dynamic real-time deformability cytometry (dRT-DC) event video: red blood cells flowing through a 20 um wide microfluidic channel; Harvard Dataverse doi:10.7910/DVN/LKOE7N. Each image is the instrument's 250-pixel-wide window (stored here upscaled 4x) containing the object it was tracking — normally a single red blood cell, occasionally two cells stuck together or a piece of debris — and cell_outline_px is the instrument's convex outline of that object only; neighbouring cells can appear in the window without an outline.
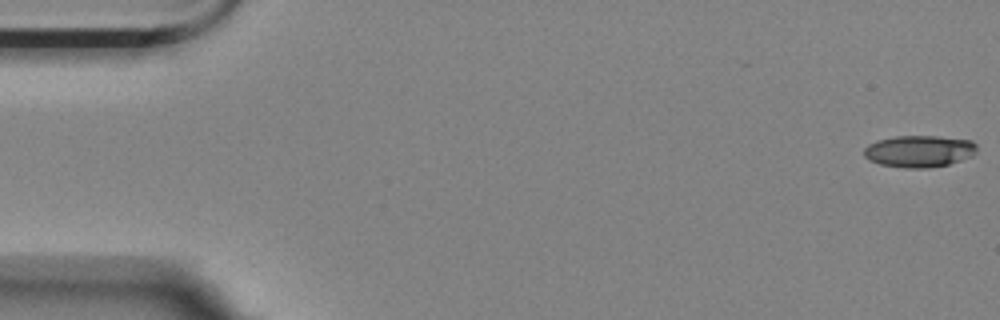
{"species": "Egyptian fruit bat (a non-hibernating species)", "species_latin": "Rousettus aegyptiacus", "temperature_condition": "room temperature", "stored_images_in_passage": 55, "camera_frame_rate_fps": 3000, "um_per_image_px": 0.085, "animal": {"sex": "female"}, "frame": {"image": 1, "passage_image": 1, "time_ms": 0.0, "image_size_px": [1000, 320], "cell_outline_px": [[976, 152], [972, 156], [948, 164], [928, 168], [904, 168], [880, 164], [868, 160], [864, 156], [864, 148], [868, 144], [876, 140], [896, 136], [936, 136], [972, 140], [976, 144]], "centroid_in_image_um": [78.11, 12.85], "position_along_channel_um": 6.9, "area_um2": 21.04}}
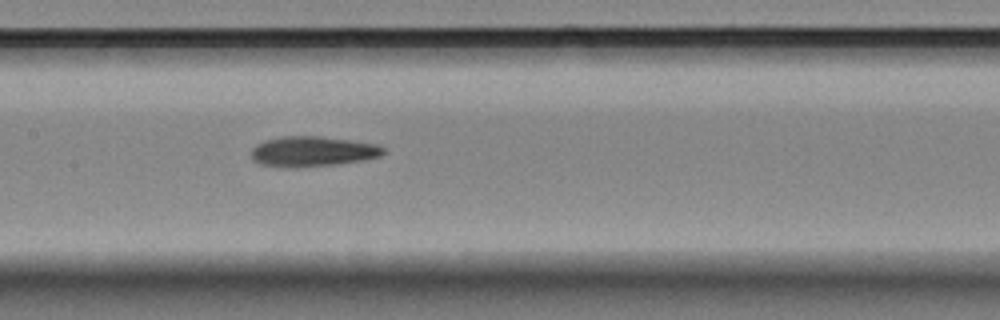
{"frame": {"image": 2, "passage_image": 27, "time_ms": 8.667, "image_size_px": [1000, 320], "cell_outline_px": [[384, 152], [380, 156], [364, 160], [336, 164], [260, 164], [252, 160], [252, 148], [256, 144], [264, 140], [280, 136], [320, 136], [352, 140], [380, 144], [384, 148]], "centroid_in_image_um": [26.64, 12.8], "position_along_channel_um": 180.8, "area_um2": 22.37}}
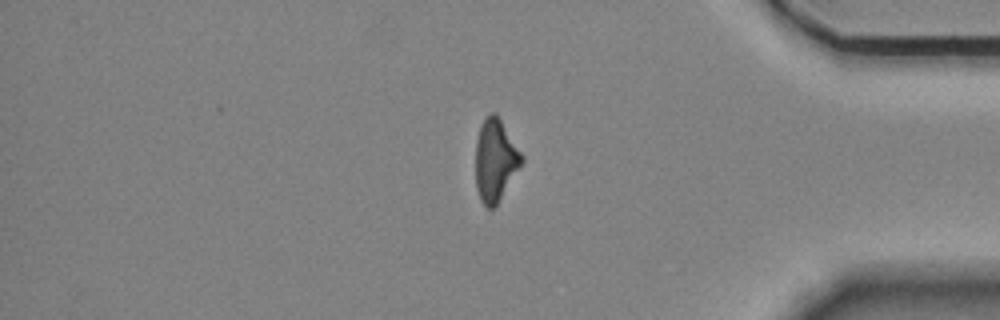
{"frame": {"image": 3, "passage_image": 47, "time_ms": 15.333, "image_size_px": [1000, 320], "cell_outline_px": [[524, 160], [496, 204], [492, 208], [488, 208], [480, 200], [476, 188], [476, 140], [480, 124], [488, 112], [496, 112], [524, 156]], "centroid_in_image_um": [42.09, 13.55], "position_along_channel_um": 393.1, "area_um2": 21.96}}